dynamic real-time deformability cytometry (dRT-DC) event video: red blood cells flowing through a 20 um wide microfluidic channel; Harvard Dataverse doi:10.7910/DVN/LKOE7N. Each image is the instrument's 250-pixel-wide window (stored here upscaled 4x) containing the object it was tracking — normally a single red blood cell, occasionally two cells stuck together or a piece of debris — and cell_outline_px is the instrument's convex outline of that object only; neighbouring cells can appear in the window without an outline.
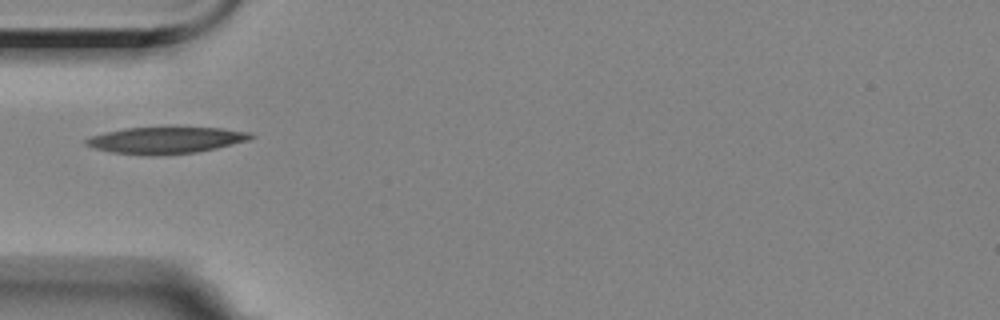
{"species": "Egyptian fruit bat (a non-hibernating species)", "species_latin": "Rousettus aegyptiacus", "temperature_condition": "room temperature", "stored_images_in_passage": 7, "camera_frame_rate_fps": 3000, "um_per_image_px": 0.085, "animal": {"sex": "female"}, "frame": {"image": 1, "passage_image": 1, "time_ms": 0.0, "image_size_px": [1000, 320], "cell_outline_px": [[256, 136], [248, 140], [216, 148], [196, 152], [156, 156], [152, 156], [112, 152], [96, 148], [84, 144], [84, 140], [88, 136], [104, 132], [124, 128], [220, 128], [252, 132]], "centroid_in_image_um": [14.07, 11.92], "position_along_channel_um": 70.9, "area_um2": 25.49}}
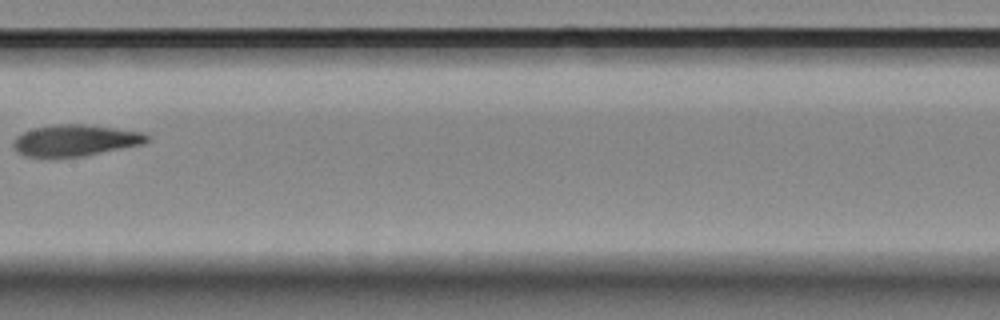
{"frame": {"image": 2, "passage_image": 4, "time_ms": 3.667, "image_size_px": [1000, 320], "cell_outline_px": [[152, 136], [144, 144], [84, 156], [24, 156], [16, 152], [12, 148], [12, 140], [16, 136], [24, 132], [36, 128], [56, 124], [80, 124], [144, 132]], "centroid_in_image_um": [6.4, 11.93], "position_along_channel_um": 201.0, "area_um2": 24.33}}
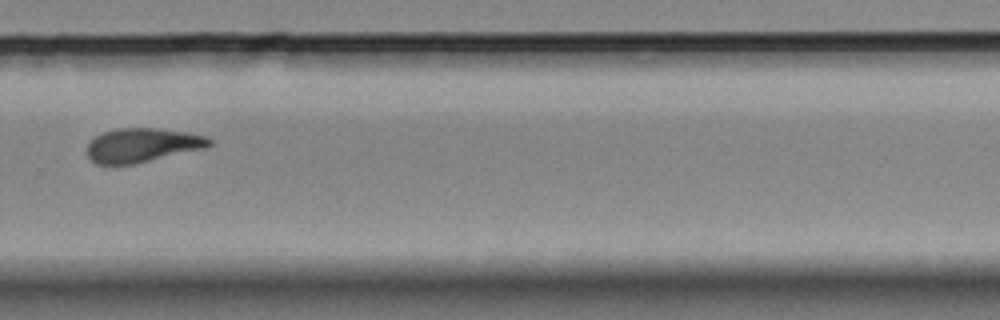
{"frame": {"image": 3, "passage_image": 7, "time_ms": 7.0, "image_size_px": [1000, 320], "cell_outline_px": [[212, 144], [208, 148], [136, 164], [96, 164], [88, 156], [88, 144], [96, 136], [104, 132], [116, 128], [156, 128], [188, 132], [208, 136], [212, 140]], "centroid_in_image_um": [12.17, 12.34], "position_along_channel_um": 317.6, "area_um2": 24.51}}